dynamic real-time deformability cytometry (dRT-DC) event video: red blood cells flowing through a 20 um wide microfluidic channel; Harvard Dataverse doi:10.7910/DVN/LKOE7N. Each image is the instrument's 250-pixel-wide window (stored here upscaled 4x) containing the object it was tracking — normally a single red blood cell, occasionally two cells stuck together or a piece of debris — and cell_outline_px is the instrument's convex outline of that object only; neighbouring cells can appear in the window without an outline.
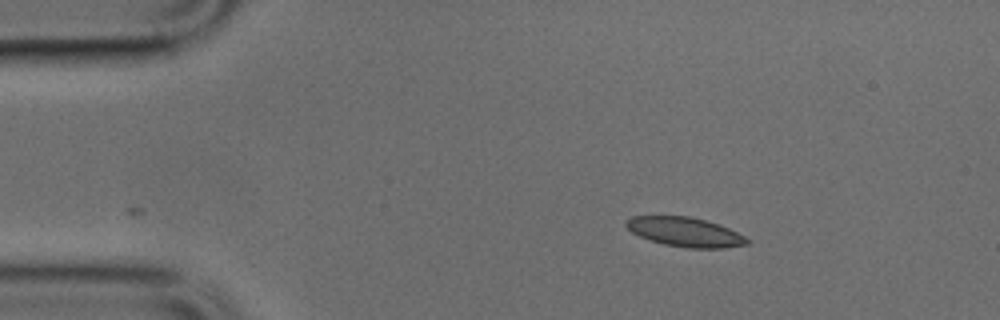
{"species": "common noctule bat (a hibernating species)", "species_latin": "Nyctalus noctula", "temperature_condition": "cold", "stored_images_in_passage": 32, "camera_frame_rate_fps": 3000, "um_per_image_px": 0.085, "animal": {"sex": "male", "body_mass_g": 17.9, "forearm_length_mm": 54.2}, "frame": {"image": 1, "passage_image": 1, "time_ms": 0.0, "image_size_px": [1000, 320], "cell_outline_px": [[752, 240], [748, 244], [724, 248], [688, 248], [664, 244], [640, 236], [632, 232], [624, 224], [632, 216], [692, 216], [720, 224]], "centroid_in_image_um": [58.27, 19.71], "position_along_channel_um": 26.7, "area_um2": 20.63}}
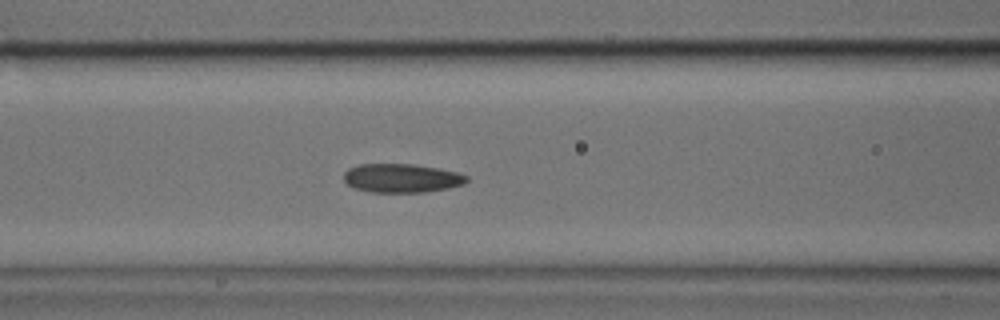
{"frame": {"image": 2, "passage_image": 13, "time_ms": 4.0, "image_size_px": [1000, 320], "cell_outline_px": [[468, 180], [464, 184], [448, 188], [424, 192], [372, 192], [356, 188], [348, 184], [344, 180], [344, 172], [348, 168], [360, 164], [412, 164], [440, 168], [456, 172], [468, 176]], "centroid_in_image_um": [34.15, 15.13], "position_along_channel_um": 132.4, "area_um2": 20.58}}
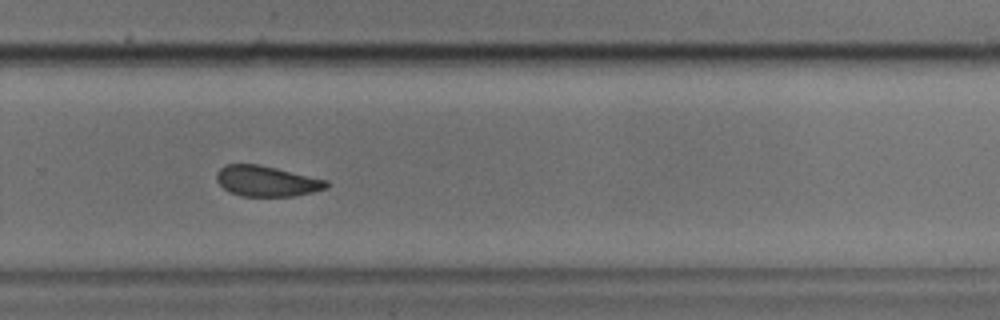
{"frame": {"image": 3, "passage_image": 26, "time_ms": 8.333, "image_size_px": [1000, 320], "cell_outline_px": [[328, 188], [296, 196], [240, 196], [228, 192], [216, 180], [216, 172], [224, 164], [260, 164], [328, 180]], "centroid_in_image_um": [22.65, 15.39], "position_along_channel_um": 307.1, "area_um2": 19.77}}